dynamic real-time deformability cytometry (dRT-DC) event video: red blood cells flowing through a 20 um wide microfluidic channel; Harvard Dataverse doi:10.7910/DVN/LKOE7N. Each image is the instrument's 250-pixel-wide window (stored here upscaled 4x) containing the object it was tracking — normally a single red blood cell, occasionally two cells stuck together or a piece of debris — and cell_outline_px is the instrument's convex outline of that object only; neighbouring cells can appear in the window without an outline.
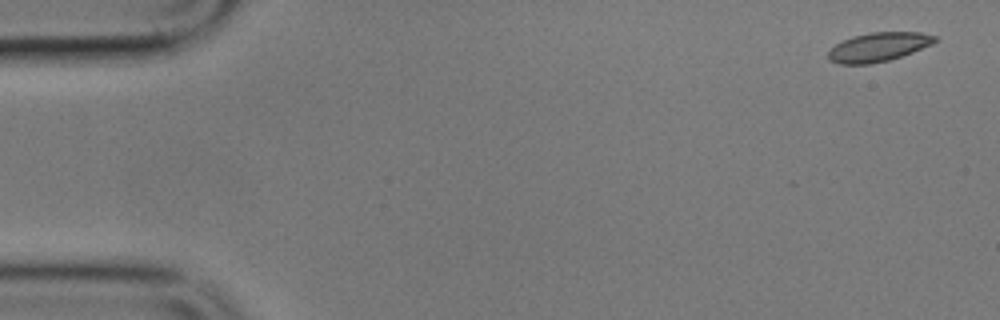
{"species": "common noctule bat (a hibernating species)", "species_latin": "Nyctalus noctula", "temperature_condition": "cold", "stored_images_in_passage": 5, "camera_frame_rate_fps": 3000, "um_per_image_px": 0.085, "animal": {"sex": "male", "body_mass_g": 17.9}, "frame": {"image": 1, "passage_image": 1, "time_ms": 0.0, "image_size_px": [1000, 320], "cell_outline_px": [[940, 40], [932, 44], [912, 52], [888, 60], [872, 64], [840, 64], [828, 60], [828, 52], [836, 44], [852, 36], [872, 32], [920, 32], [936, 36]], "centroid_in_image_um": [74.68, 3.99], "position_along_channel_um": 10.3, "area_um2": 17.98}}
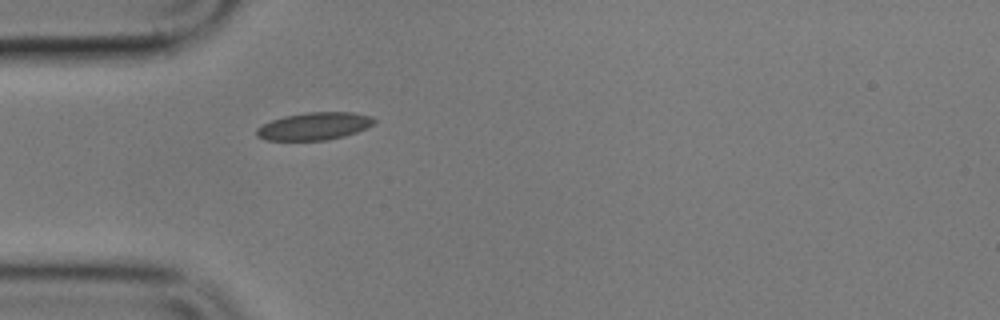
{"frame": {"image": 2, "passage_image": 5, "time_ms": 5.0, "image_size_px": [1000, 320], "cell_outline_px": [[376, 120], [372, 124], [356, 132], [344, 136], [328, 140], [268, 140], [256, 136], [256, 128], [272, 120], [284, 116], [308, 112], [352, 112], [372, 116]], "centroid_in_image_um": [26.71, 10.72], "position_along_channel_um": 58.3, "area_um2": 18.73}}